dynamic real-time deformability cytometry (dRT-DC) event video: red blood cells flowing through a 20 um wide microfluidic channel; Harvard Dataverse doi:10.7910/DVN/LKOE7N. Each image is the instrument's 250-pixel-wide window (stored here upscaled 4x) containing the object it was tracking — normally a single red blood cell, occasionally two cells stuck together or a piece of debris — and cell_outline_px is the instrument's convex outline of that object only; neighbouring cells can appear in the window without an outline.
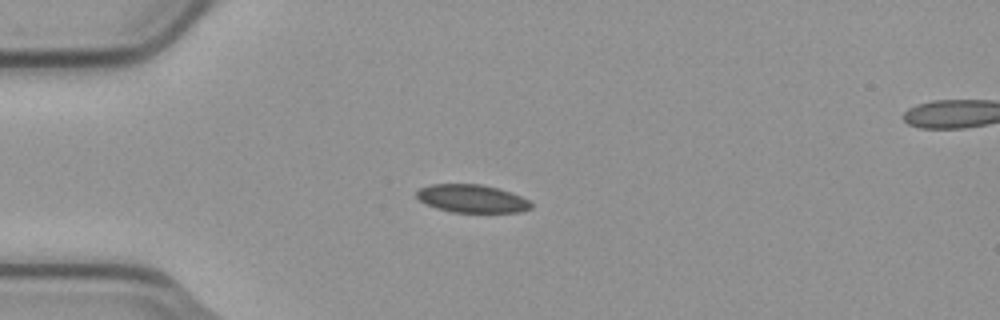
{"species": "common noctule bat (a hibernating species)", "species_latin": "Nyctalus noctula", "temperature_condition": "cold", "stored_images_in_passage": 5, "camera_frame_rate_fps": 3000, "um_per_image_px": 0.085, "animal": {"sex": "male", "body_mass_g": 23.1, "forearm_length_mm": 52.7}, "frame": {"image": 1, "passage_image": 3, "time_ms": 0.667, "image_size_px": [1000, 320], "cell_outline_px": [[532, 208], [520, 212], [452, 212], [436, 208], [420, 200], [416, 196], [416, 192], [420, 188], [432, 184], [480, 184], [512, 192], [528, 200], [532, 204]], "centroid_in_image_um": [40.12, 16.88], "position_along_channel_um": 44.9, "area_um2": 18.55}}
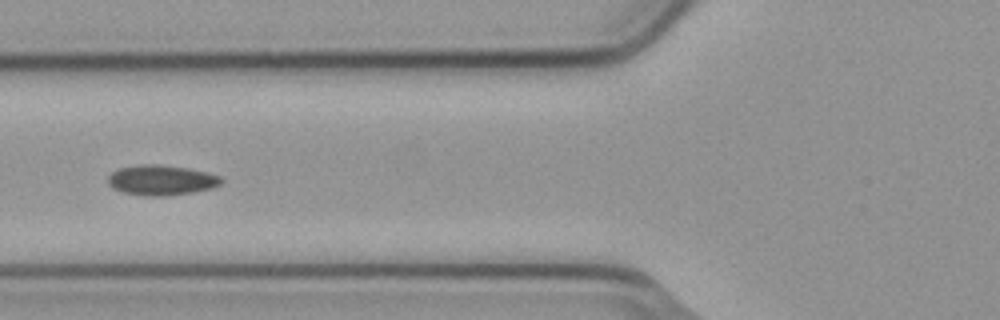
{"frame": {"image": 2, "passage_image": 5, "time_ms": 1.333, "image_size_px": [1000, 320], "cell_outline_px": [[224, 180], [220, 184], [212, 188], [192, 192], [168, 196], [148, 196], [124, 192], [112, 188], [108, 184], [108, 176], [112, 172], [120, 168], [144, 164], [160, 164], [188, 168], [208, 172], [220, 176]], "centroid_in_image_um": [13.73, 15.31], "position_along_channel_um": 112.1, "area_um2": 19.94}}